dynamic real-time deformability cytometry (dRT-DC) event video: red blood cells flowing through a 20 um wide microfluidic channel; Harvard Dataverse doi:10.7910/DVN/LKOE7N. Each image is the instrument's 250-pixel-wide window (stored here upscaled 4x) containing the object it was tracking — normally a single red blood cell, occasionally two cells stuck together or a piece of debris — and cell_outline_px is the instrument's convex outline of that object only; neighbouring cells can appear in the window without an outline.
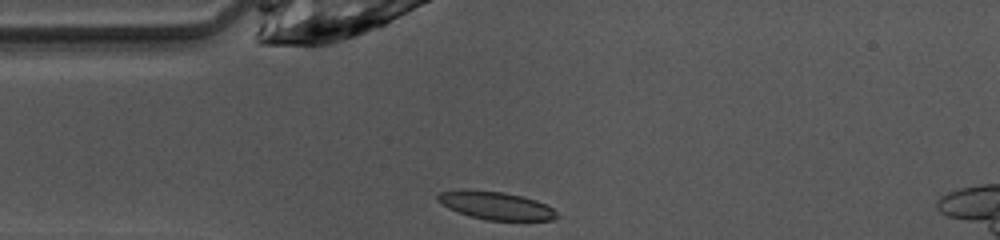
{"species": "common noctule bat (a hibernating species)", "species_latin": "Nyctalus noctula", "temperature_condition": "warm", "stored_images_in_passage": 37, "camera_frame_rate_fps": 3000, "um_per_image_px": 0.085, "animal": {"sex": "female", "body_mass_g": 10.0, "forearm_length_mm": 53.1}, "frame": {"image": 1, "passage_image": 1, "time_ms": 0.0, "image_size_px": [1000, 240], "cell_outline_px": [[560, 216], [552, 220], [484, 220], [448, 208], [436, 200], [436, 196], [440, 192], [464, 188], [504, 192], [536, 200], [552, 208]], "centroid_in_image_um": [42.11, 17.45], "position_along_channel_um": 42.9, "area_um2": 19.42}}
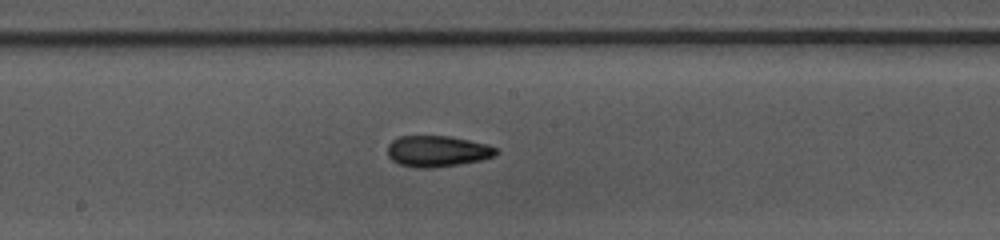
{"frame": {"image": 2, "passage_image": 14, "time_ms": 4.333, "image_size_px": [1000, 240], "cell_outline_px": [[500, 152], [496, 156], [480, 160], [460, 164], [432, 168], [416, 168], [400, 164], [392, 160], [388, 156], [388, 144], [392, 140], [400, 136], [448, 136], [488, 144], [496, 148]], "centroid_in_image_um": [37.19, 12.86], "position_along_channel_um": 211.0, "area_um2": 19.77}}
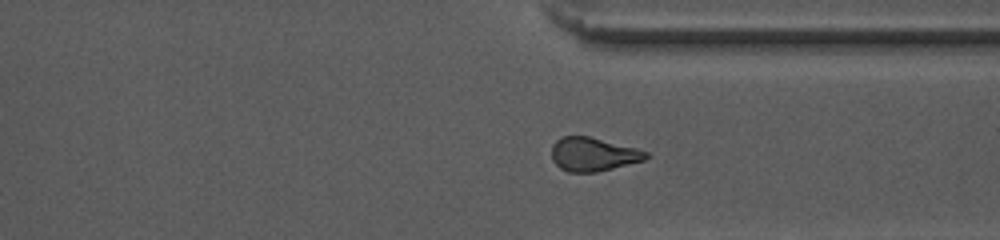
{"frame": {"image": 3, "passage_image": 25, "time_ms": 8.0, "image_size_px": [1000, 240], "cell_outline_px": [[648, 156], [644, 160], [596, 172], [568, 172], [560, 168], [552, 160], [552, 144], [560, 136], [588, 136], [636, 148], [648, 152]], "centroid_in_image_um": [50.38, 13.11], "position_along_channel_um": 361.0, "area_um2": 18.38}}